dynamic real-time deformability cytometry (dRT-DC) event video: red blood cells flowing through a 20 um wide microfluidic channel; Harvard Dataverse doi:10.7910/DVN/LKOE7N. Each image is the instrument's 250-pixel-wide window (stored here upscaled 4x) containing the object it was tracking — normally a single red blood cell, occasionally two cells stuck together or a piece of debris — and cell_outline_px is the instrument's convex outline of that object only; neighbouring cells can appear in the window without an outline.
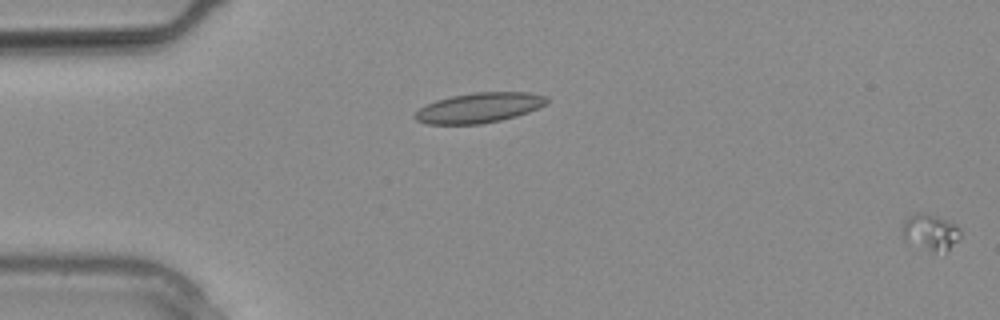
{"species": "common noctule bat (a hibernating species)", "species_latin": "Nyctalus noctula", "temperature_condition": "warm", "stored_images_in_passage": 3, "segment_of_instrument_passage": [2, 2], "camera_frame_rate_fps": 3000, "um_per_image_px": 0.085, "animal": {"sex": "male", "body_mass_g": 20.4}, "frame": {"image": 1, "passage_image": 3, "time_ms": 0.667, "image_size_px": [1000, 320], "cell_outline_px": [[960, 236], [944, 252], [928, 248], [904, 240], [904, 220], [908, 216], [916, 212], [920, 212], [936, 216], [956, 224], [960, 228]], "centroid_in_image_um": [79.09, 19.67], "position_along_channel_um": 5.9, "area_um2": 11.56}}